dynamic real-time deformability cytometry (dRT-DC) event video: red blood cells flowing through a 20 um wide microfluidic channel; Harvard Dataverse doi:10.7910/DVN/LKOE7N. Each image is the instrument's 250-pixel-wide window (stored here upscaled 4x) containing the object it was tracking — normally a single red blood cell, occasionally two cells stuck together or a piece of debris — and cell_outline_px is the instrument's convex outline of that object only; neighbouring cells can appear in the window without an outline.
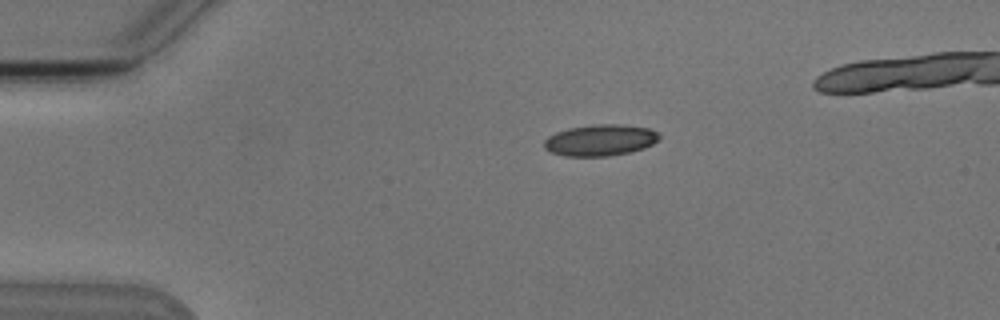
{"species": "Egyptian fruit bat (a non-hibernating species)", "species_latin": "Rousettus aegyptiacus", "temperature_condition": "cold", "stored_images_in_passage": 7, "camera_frame_rate_fps": 3000, "um_per_image_px": 0.085, "animal": {"sex": "male"}, "frame": {"image": 1, "passage_image": 1, "time_ms": 0.0, "image_size_px": [1000, 320], "cell_outline_px": [[660, 136], [652, 144], [644, 148], [628, 152], [608, 156], [564, 156], [552, 152], [544, 148], [544, 140], [548, 136], [556, 132], [568, 128], [592, 124], [620, 124], [648, 128], [656, 132]], "centroid_in_image_um": [50.98, 11.91], "position_along_channel_um": 34.0, "area_um2": 20.92}}
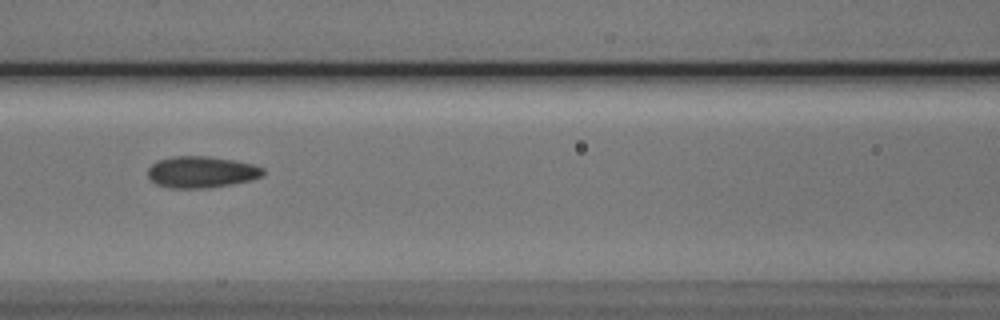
{"frame": {"image": 2, "passage_image": 5, "time_ms": 4.333, "image_size_px": [1000, 320], "cell_outline_px": [[264, 176], [252, 180], [232, 184], [208, 188], [172, 188], [156, 184], [148, 176], [148, 168], [156, 160], [172, 156], [208, 156], [232, 160], [252, 164], [264, 168]], "centroid_in_image_um": [17.12, 14.62], "position_along_channel_um": 149.5, "area_um2": 21.27}}
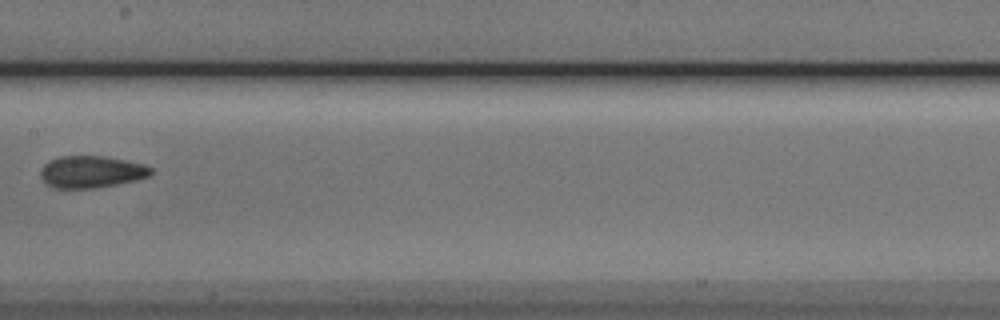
{"frame": {"image": 3, "passage_image": 6, "time_ms": 5.667, "image_size_px": [1000, 320], "cell_outline_px": [[152, 172], [148, 176], [136, 180], [96, 188], [52, 188], [40, 176], [40, 168], [48, 160], [60, 156], [104, 156], [144, 164], [152, 168]], "centroid_in_image_um": [7.73, 14.6], "position_along_channel_um": 199.7, "area_um2": 20.58}}